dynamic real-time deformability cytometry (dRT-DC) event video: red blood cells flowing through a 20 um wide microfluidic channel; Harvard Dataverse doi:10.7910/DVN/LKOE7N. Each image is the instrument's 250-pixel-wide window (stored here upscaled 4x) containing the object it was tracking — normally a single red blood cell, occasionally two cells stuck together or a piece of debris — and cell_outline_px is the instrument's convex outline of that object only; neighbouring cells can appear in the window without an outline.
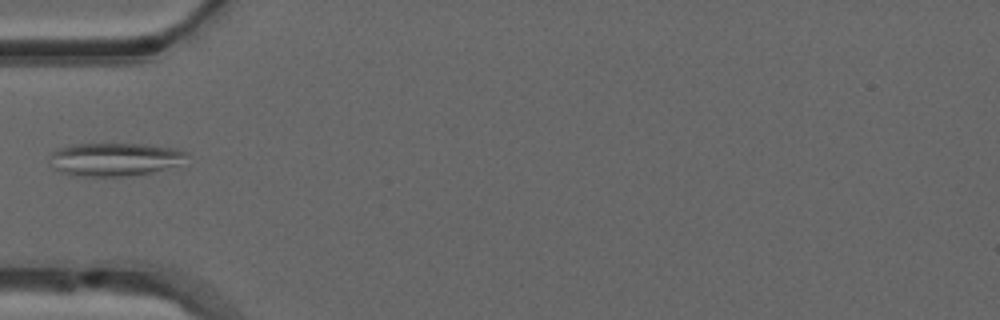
{"species": "common noctule bat (a hibernating species)", "species_latin": "Nyctalus noctula", "temperature_condition": "warm", "stored_images_in_passage": 25, "camera_frame_rate_fps": 3000, "um_per_image_px": 0.085, "animal": {"sex": "male", "forearm_length_mm": 52.5}, "frame": {"image": 1, "passage_image": 1, "time_ms": 0.0, "image_size_px": [1000, 320], "cell_outline_px": [[188, 152], [176, 164], [152, 172], [132, 176], [84, 176], [64, 172], [52, 168], [52, 152], [60, 148], [72, 144], [144, 144], [176, 148]], "centroid_in_image_um": [9.73, 13.53], "position_along_channel_um": 75.3, "area_um2": 25.89}}
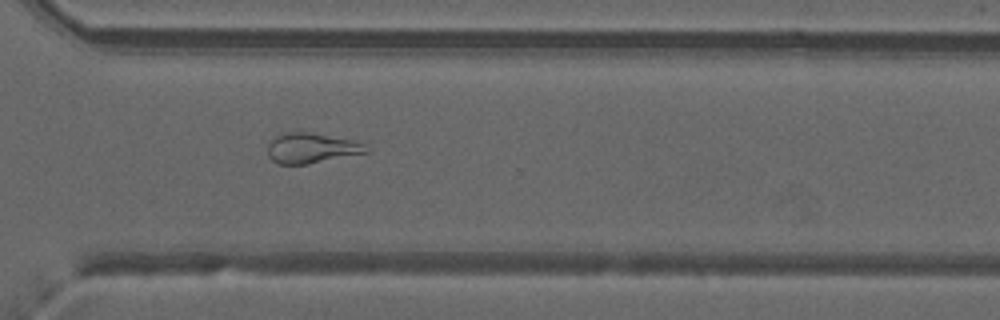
{"frame": {"image": 2, "passage_image": 21, "time_ms": 6.667, "image_size_px": [1000, 320], "cell_outline_px": [[372, 148], [368, 152], [308, 164], [280, 164], [272, 160], [268, 156], [268, 144], [280, 132], [308, 132], [352, 140], [364, 144]], "centroid_in_image_um": [26.47, 12.59], "position_along_channel_um": 344.1, "area_um2": 17.28}}